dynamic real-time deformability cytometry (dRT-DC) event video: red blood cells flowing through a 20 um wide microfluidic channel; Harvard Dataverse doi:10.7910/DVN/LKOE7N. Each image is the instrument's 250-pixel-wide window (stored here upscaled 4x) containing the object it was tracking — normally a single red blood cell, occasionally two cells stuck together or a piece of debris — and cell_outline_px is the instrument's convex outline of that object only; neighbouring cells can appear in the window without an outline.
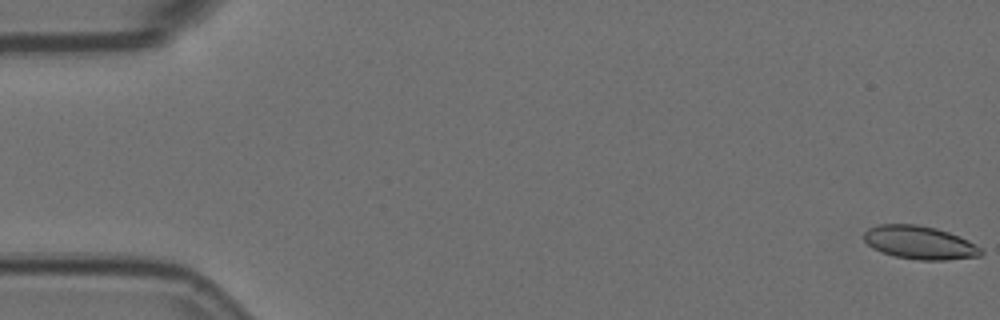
{"species": "Egyptian fruit bat (a non-hibernating species)", "species_latin": "Rousettus aegyptiacus", "temperature_condition": "room temperature", "stored_images_in_passage": 8, "camera_frame_rate_fps": 3000, "um_per_image_px": 0.085, "animal": {"sex": "female"}, "frame": {"image": 1, "passage_image": 1, "time_ms": 0.0, "image_size_px": [1000, 320], "cell_outline_px": [[984, 252], [980, 256], [948, 260], [916, 260], [896, 256], [880, 252], [872, 248], [864, 240], [864, 232], [868, 228], [880, 224], [916, 224], [936, 228], [960, 236], [968, 240], [980, 248]], "centroid_in_image_um": [78.16, 20.62], "position_along_channel_um": 6.8, "area_um2": 22.77}}
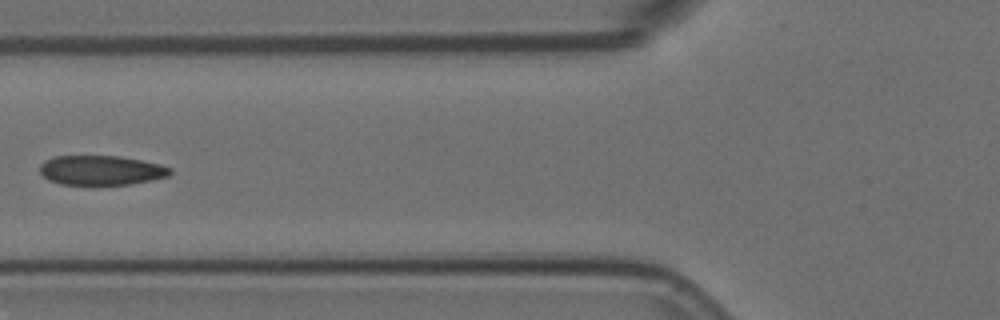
{"frame": {"image": 2, "passage_image": 7, "time_ms": 2.0, "image_size_px": [1000, 320], "cell_outline_px": [[172, 172], [168, 176], [152, 180], [132, 184], [60, 184], [48, 180], [40, 172], [40, 164], [44, 160], [52, 156], [116, 156], [140, 160], [160, 164], [172, 168]], "centroid_in_image_um": [8.59, 14.47], "position_along_channel_um": 117.2, "area_um2": 22.43}}
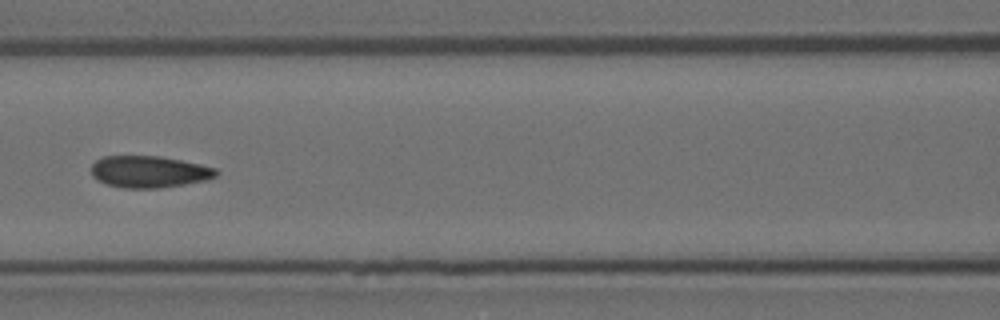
{"frame": {"image": 3, "passage_image": 8, "time_ms": 2.333, "image_size_px": [1000, 320], "cell_outline_px": [[220, 172], [216, 176], [204, 180], [184, 184], [160, 188], [124, 188], [108, 184], [96, 180], [92, 176], [92, 164], [96, 160], [104, 156], [160, 156], [200, 164], [216, 168]], "centroid_in_image_um": [12.67, 14.59], "position_along_channel_um": 153.9, "area_um2": 23.06}}